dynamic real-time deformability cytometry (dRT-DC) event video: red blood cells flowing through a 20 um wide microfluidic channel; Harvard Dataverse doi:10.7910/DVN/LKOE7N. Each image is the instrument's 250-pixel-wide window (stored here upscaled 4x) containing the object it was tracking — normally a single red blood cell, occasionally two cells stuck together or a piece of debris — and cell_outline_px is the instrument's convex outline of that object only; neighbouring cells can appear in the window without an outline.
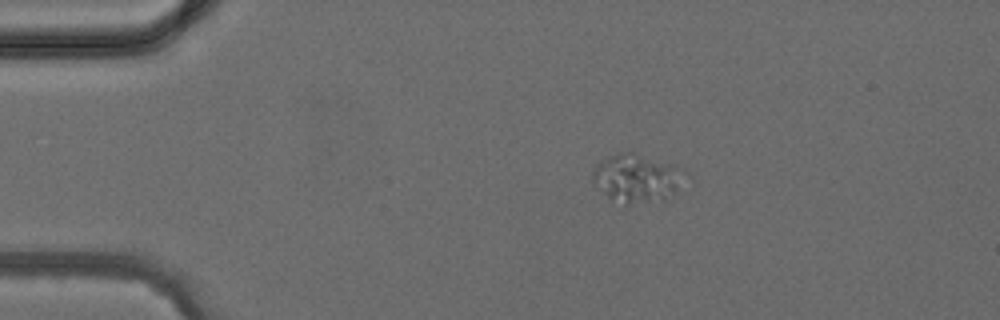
{"species": "common noctule bat (a hibernating species)", "species_latin": "Nyctalus noctula", "temperature_condition": "cold", "stored_images_in_passage": 4, "camera_frame_rate_fps": 3000, "um_per_image_px": 0.085, "animal": {"sex": "female", "body_mass_g": 24.6, "forearm_length_mm": 56.2}, "frame": {"image": 1, "passage_image": 2, "time_ms": 1.333, "image_size_px": [1000, 320], "cell_outline_px": [[688, 172], [676, 192], [664, 200], [624, 208], [608, 196], [592, 180], [592, 168], [600, 160], [620, 152], [636, 152], [676, 164], [684, 168]], "centroid_in_image_um": [54.17, 15.16], "position_along_channel_um": 30.8, "area_um2": 27.05}}